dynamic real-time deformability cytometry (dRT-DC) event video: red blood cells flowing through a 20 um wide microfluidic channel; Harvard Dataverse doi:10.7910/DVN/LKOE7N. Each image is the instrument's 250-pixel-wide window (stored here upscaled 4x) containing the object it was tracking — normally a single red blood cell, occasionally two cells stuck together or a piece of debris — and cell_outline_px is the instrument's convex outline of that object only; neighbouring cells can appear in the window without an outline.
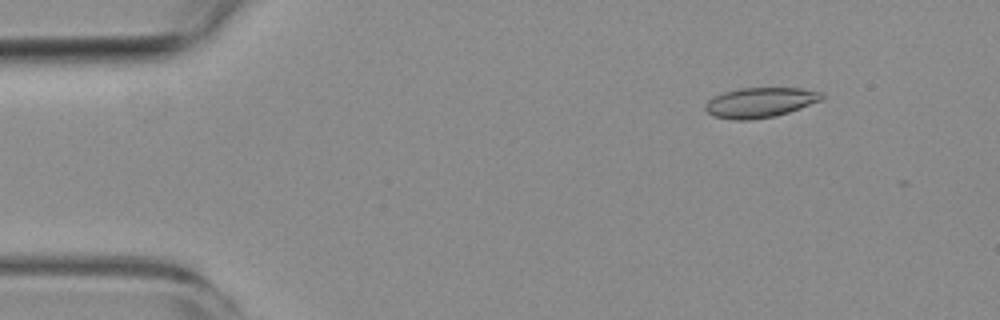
{"species": "common noctule bat (a hibernating species)", "species_latin": "Nyctalus noctula", "temperature_condition": "room temperature", "stored_images_in_passage": 4, "camera_frame_rate_fps": 3000, "um_per_image_px": 0.085, "animal": {"sex": "female", "body_mass_g": 19.3, "forearm_length_mm": 54.1}, "frame": {"image": 1, "passage_image": 2, "time_ms": 1.333, "image_size_px": [1000, 320], "cell_outline_px": [[824, 100], [776, 116], [748, 120], [736, 120], [712, 116], [704, 108], [704, 104], [712, 96], [724, 92], [740, 88], [800, 88], [820, 92], [824, 96]], "centroid_in_image_um": [64.59, 8.71], "position_along_channel_um": 20.4, "area_um2": 20.46}}